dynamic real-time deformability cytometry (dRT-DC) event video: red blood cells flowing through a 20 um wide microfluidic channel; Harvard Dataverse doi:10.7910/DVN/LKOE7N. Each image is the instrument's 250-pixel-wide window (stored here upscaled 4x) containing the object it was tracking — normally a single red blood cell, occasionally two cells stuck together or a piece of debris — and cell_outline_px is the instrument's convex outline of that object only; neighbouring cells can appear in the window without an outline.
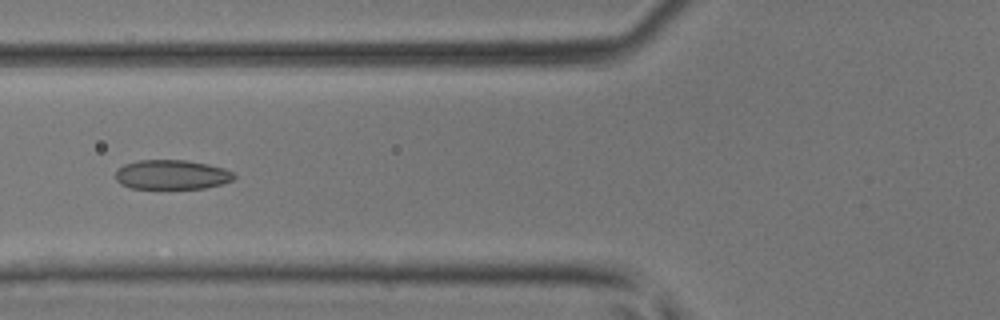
{"species": "common noctule bat (a hibernating species)", "species_latin": "Nyctalus noctula", "temperature_condition": "room temperature", "stored_images_in_passage": 35, "camera_frame_rate_fps": 3000, "um_per_image_px": 0.085, "animal": {"sex": "male", "body_mass_g": 17.9, "forearm_length_mm": 54.2}, "frame": {"image": 1, "passage_image": 6, "time_ms": 1.667, "image_size_px": [1000, 320], "cell_outline_px": [[236, 176], [232, 180], [220, 184], [204, 188], [128, 188], [120, 184], [116, 180], [116, 168], [124, 164], [140, 160], [184, 160], [208, 164], [224, 168], [232, 172]], "centroid_in_image_um": [14.56, 14.84], "position_along_channel_um": 111.2, "area_um2": 20.35}}
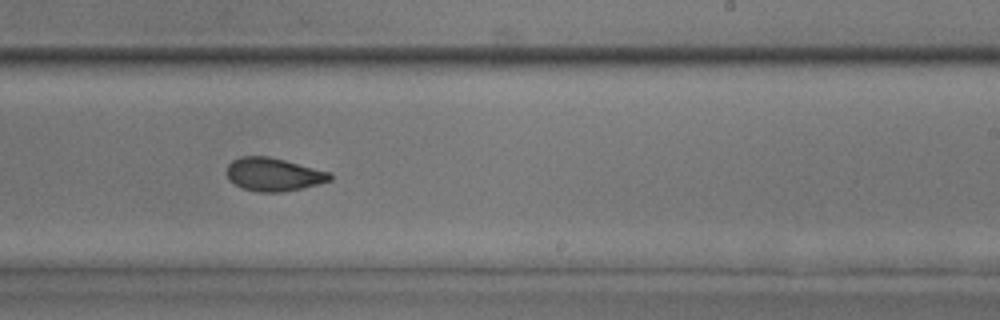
{"frame": {"image": 2, "passage_image": 17, "time_ms": 5.333, "image_size_px": [1000, 320], "cell_outline_px": [[332, 180], [284, 192], [260, 192], [244, 188], [228, 180], [228, 164], [232, 160], [240, 156], [268, 156], [284, 160], [328, 172], [332, 176]], "centroid_in_image_um": [23.22, 14.82], "position_along_channel_um": 265.8, "area_um2": 19.59}}
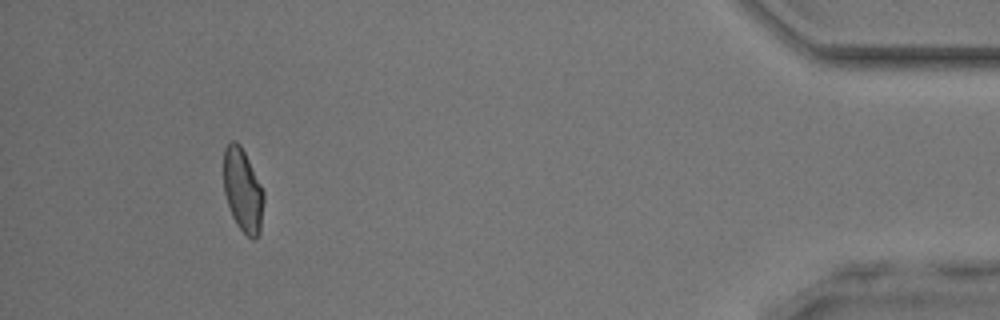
{"frame": {"image": 3, "passage_image": 32, "time_ms": 10.333, "image_size_px": [1000, 320], "cell_outline_px": [[264, 200], [260, 232], [256, 240], [252, 240], [236, 224], [232, 216], [224, 192], [224, 148], [232, 140], [236, 140], [240, 144], [264, 192]], "centroid_in_image_um": [20.64, 16.2], "position_along_channel_um": 414.6, "area_um2": 19.36}, "authors_computed_cell_mechanics": {"area_um2": 19.8832, "velocity_mm_per_s": 4.2277, "shape_relaxation_time_tau1_ms": 4.8573, "shape_relaxation_time_tau2_ms": 2.2763, "deformation_change_tau1": 0.1331, "deformation_change_tau2": 0.0716}}